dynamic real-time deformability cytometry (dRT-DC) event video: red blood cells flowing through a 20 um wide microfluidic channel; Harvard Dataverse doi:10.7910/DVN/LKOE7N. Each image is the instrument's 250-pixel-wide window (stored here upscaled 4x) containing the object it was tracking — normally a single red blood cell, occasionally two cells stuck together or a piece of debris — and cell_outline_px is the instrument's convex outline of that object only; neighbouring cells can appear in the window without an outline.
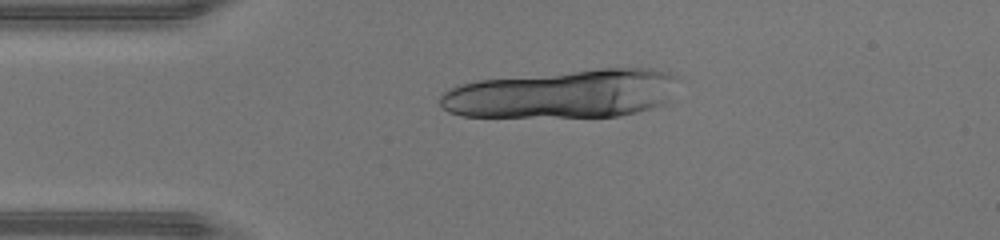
{"species": "human", "species_latin": "Homo sapiens", "temperature_condition": "warm", "stored_images_in_passage": 15, "camera_frame_rate_fps": 3000, "um_per_image_px": 0.085, "donor": {"sex": "male"}, "frame": {"image": 1, "passage_image": 9, "time_ms": 2.667, "image_size_px": [1000, 240], "cell_outline_px": [[680, 80], [668, 104], [620, 116], [460, 116], [448, 112], [440, 104], [440, 96], [448, 88], [460, 84], [476, 80], [600, 68], [652, 68], [668, 72], [676, 76]], "centroid_in_image_um": [47.92, 7.96], "position_along_channel_um": 37.1, "area_um2": 67.63}}